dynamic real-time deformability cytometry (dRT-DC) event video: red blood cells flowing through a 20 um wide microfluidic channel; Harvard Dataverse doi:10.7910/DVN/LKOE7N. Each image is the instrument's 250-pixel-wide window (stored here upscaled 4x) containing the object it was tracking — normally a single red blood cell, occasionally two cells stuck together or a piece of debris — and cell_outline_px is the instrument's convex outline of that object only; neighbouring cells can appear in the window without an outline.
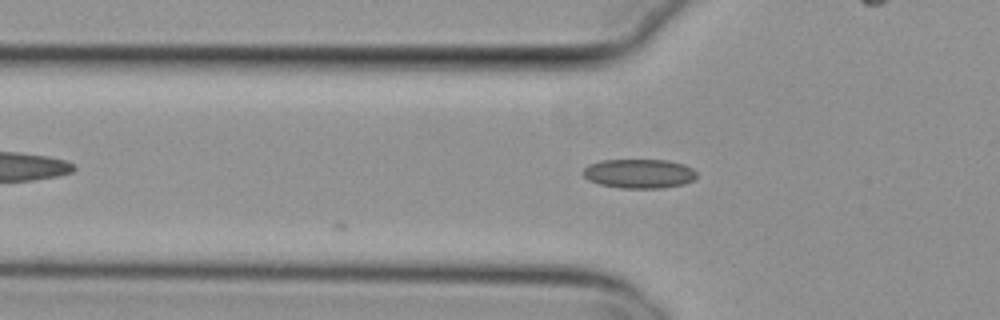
{"species": "common noctule bat (a hibernating species)", "species_latin": "Nyctalus noctula", "temperature_condition": "cold", "stored_images_in_passage": 3, "camera_frame_rate_fps": 3000, "um_per_image_px": 0.085, "animal": {"sex": "female", "body_mass_g": 29.2, "forearm_length_mm": 56.3}, "frame": {"image": 1, "passage_image": 3, "time_ms": 0.667, "image_size_px": [1000, 320], "cell_outline_px": [[696, 176], [692, 180], [684, 184], [660, 188], [620, 188], [600, 184], [588, 180], [584, 176], [584, 168], [588, 164], [600, 160], [668, 160], [684, 164], [692, 168], [696, 172]], "centroid_in_image_um": [54.32, 14.75], "position_along_channel_um": 71.5, "area_um2": 19.36}}